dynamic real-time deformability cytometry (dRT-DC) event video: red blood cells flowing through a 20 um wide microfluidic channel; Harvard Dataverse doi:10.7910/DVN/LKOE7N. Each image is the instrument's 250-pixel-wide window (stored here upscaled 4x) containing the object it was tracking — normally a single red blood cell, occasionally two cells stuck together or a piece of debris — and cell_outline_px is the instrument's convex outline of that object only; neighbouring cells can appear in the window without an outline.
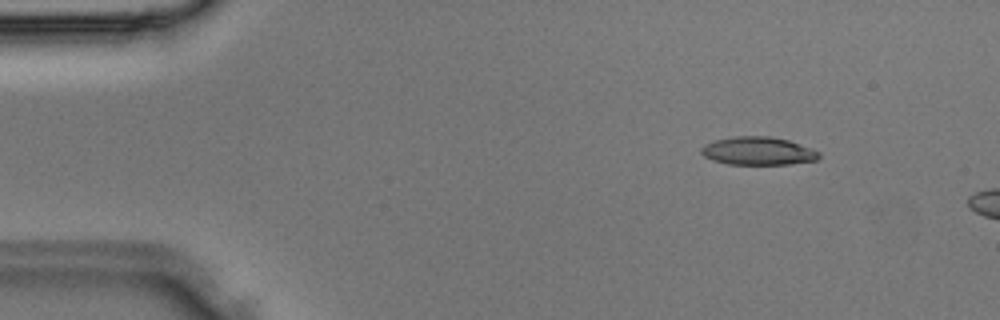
{"species": "Egyptian fruit bat (a non-hibernating species)", "species_latin": "Rousettus aegyptiacus", "temperature_condition": "room temperature", "stored_images_in_passage": 11, "camera_frame_rate_fps": 3000, "um_per_image_px": 0.085, "animal": {"sex": "male"}, "frame": {"image": 1, "passage_image": 5, "time_ms": 1.333, "image_size_px": [1000, 320], "cell_outline_px": [[820, 156], [816, 160], [788, 164], [728, 164], [712, 160], [704, 156], [700, 152], [700, 148], [704, 144], [716, 140], [736, 136], [768, 136], [788, 140], [812, 148], [820, 152]], "centroid_in_image_um": [64.42, 12.83], "position_along_channel_um": 20.6, "area_um2": 19.25}}